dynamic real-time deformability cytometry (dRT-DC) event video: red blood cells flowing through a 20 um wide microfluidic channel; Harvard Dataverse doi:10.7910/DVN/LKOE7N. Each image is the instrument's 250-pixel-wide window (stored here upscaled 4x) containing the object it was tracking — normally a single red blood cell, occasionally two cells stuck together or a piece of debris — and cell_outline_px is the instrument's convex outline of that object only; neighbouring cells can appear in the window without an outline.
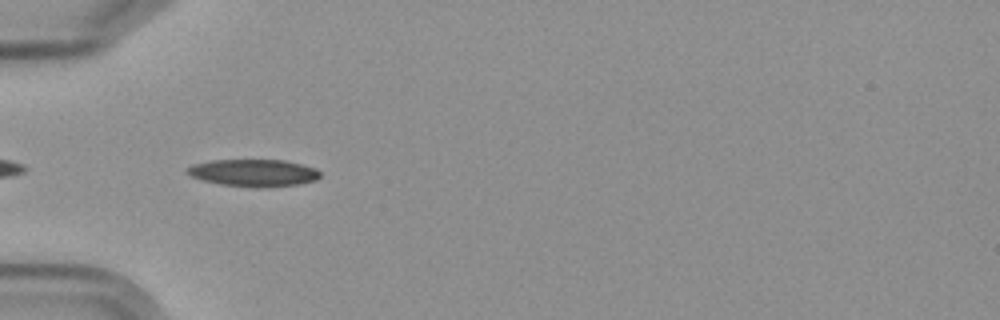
{"species": "Egyptian fruit bat (a non-hibernating species)", "species_latin": "Rousettus aegyptiacus", "temperature_condition": "cold", "stored_images_in_passage": 8, "camera_frame_rate_fps": 3000, "um_per_image_px": 0.085, "frame": {"image": 1, "passage_image": 6, "time_ms": 6.0, "image_size_px": [1000, 320], "cell_outline_px": [[320, 176], [316, 180], [296, 184], [260, 188], [220, 184], [204, 180], [192, 176], [184, 172], [192, 164], [212, 160], [284, 160], [316, 168], [320, 172]], "centroid_in_image_um": [21.55, 14.69], "position_along_channel_um": 63.5, "area_um2": 20.92}}
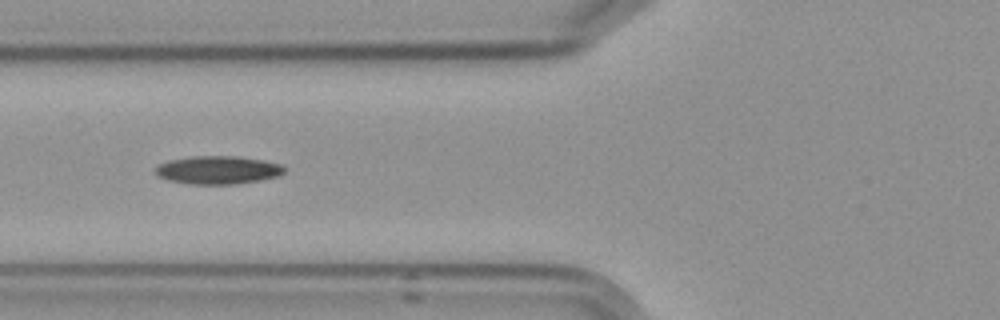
{"frame": {"image": 2, "passage_image": 7, "time_ms": 7.333, "image_size_px": [1000, 320], "cell_outline_px": [[284, 172], [276, 176], [260, 180], [236, 184], [192, 184], [168, 180], [160, 176], [156, 172], [156, 168], [160, 164], [168, 160], [192, 156], [240, 156], [264, 160], [280, 164], [284, 168]], "centroid_in_image_um": [18.53, 14.44], "position_along_channel_um": 107.3, "area_um2": 20.98}}
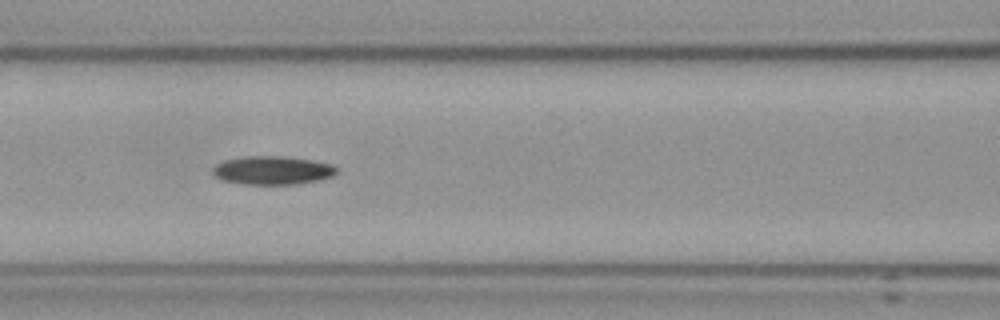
{"frame": {"image": 3, "passage_image": 8, "time_ms": 8.333, "image_size_px": [1000, 320], "cell_outline_px": [[336, 172], [332, 176], [316, 180], [296, 184], [244, 184], [220, 180], [212, 172], [212, 168], [216, 164], [224, 160], [244, 156], [284, 156], [312, 160], [332, 164], [336, 168]], "centroid_in_image_um": [23.11, 14.47], "position_along_channel_um": 143.5, "area_um2": 20.52}}